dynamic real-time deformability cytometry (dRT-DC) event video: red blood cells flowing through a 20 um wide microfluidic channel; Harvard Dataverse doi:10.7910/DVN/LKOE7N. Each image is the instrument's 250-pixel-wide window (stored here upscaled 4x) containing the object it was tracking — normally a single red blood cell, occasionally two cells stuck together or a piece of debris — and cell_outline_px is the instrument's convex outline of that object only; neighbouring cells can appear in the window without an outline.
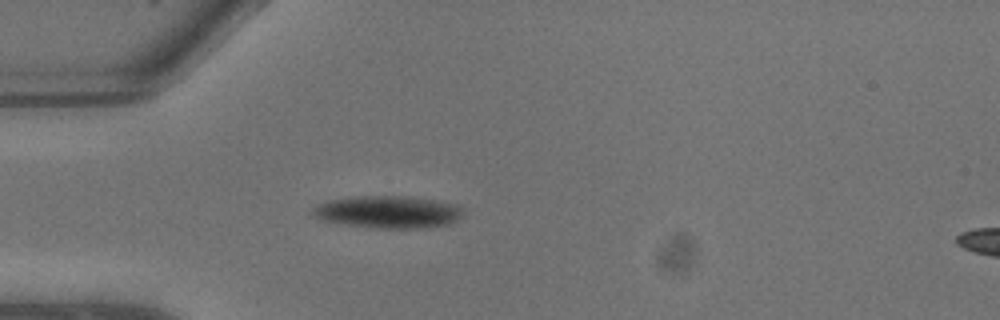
{"species": "common noctule bat (a hibernating species)", "species_latin": "Nyctalus noctula", "temperature_condition": "warm", "stored_images_in_passage": 8, "camera_frame_rate_fps": 3000, "um_per_image_px": 0.085, "animal": {"sex": "male", "body_mass_g": 13.3}, "frame": {"image": 1, "passage_image": 6, "time_ms": 1.667, "image_size_px": [1000, 320], "cell_outline_px": [[464, 212], [456, 220], [448, 224], [424, 228], [376, 228], [344, 224], [324, 220], [312, 216], [312, 208], [328, 200], [356, 196], [408, 196], [436, 200], [456, 204], [464, 208]], "centroid_in_image_um": [33.01, 18.01], "position_along_channel_um": 52.0, "area_um2": 28.38}}
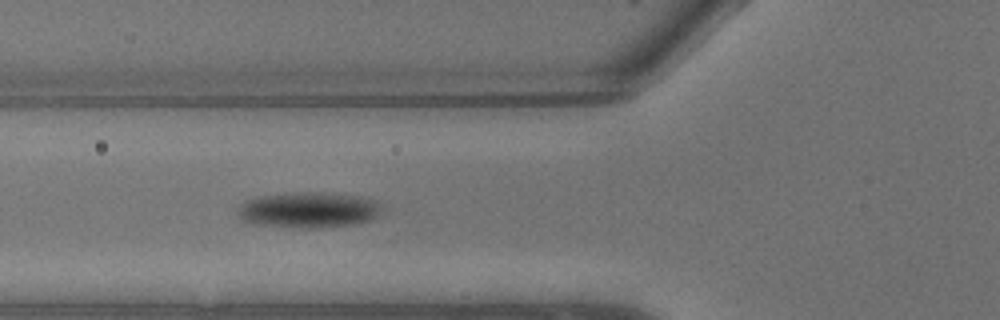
{"frame": {"image": 2, "passage_image": 8, "time_ms": 2.333, "image_size_px": [1000, 320], "cell_outline_px": [[380, 212], [372, 220], [360, 224], [316, 228], [300, 228], [256, 224], [244, 220], [240, 216], [240, 204], [244, 200], [260, 196], [300, 192], [324, 192], [360, 196], [376, 200], [380, 204]], "centroid_in_image_um": [26.29, 17.84], "position_along_channel_um": 99.5, "area_um2": 30.06}}